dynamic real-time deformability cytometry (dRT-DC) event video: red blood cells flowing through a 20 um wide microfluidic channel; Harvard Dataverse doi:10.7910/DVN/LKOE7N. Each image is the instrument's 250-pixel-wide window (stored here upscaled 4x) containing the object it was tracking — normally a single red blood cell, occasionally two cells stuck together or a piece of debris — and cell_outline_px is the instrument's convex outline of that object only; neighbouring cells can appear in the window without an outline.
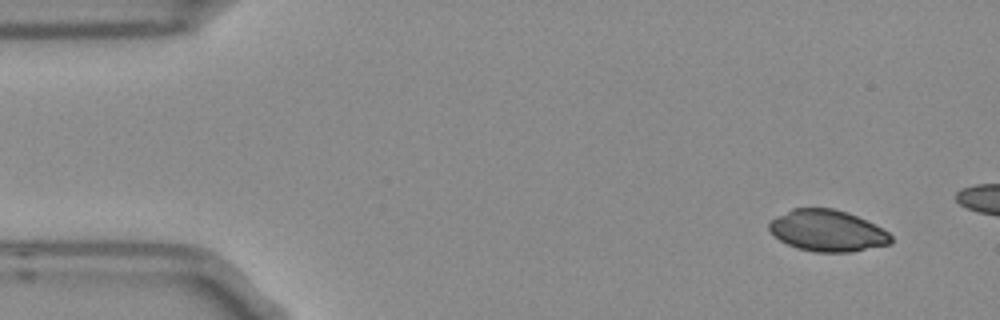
{"species": "Egyptian fruit bat (a non-hibernating species)", "species_latin": "Rousettus aegyptiacus", "temperature_condition": "room temperature", "stored_images_in_passage": 3, "camera_frame_rate_fps": 3000, "um_per_image_px": 0.085, "frame": {"image": 1, "passage_image": 1, "time_ms": 0.0, "image_size_px": [1000, 320], "cell_outline_px": [[892, 240], [888, 244], [852, 252], [816, 252], [796, 248], [780, 240], [768, 228], [768, 224], [776, 216], [792, 208], [832, 208], [848, 212], [888, 232], [892, 236]], "centroid_in_image_um": [70.3, 19.61], "position_along_channel_um": 14.7, "area_um2": 29.13}}